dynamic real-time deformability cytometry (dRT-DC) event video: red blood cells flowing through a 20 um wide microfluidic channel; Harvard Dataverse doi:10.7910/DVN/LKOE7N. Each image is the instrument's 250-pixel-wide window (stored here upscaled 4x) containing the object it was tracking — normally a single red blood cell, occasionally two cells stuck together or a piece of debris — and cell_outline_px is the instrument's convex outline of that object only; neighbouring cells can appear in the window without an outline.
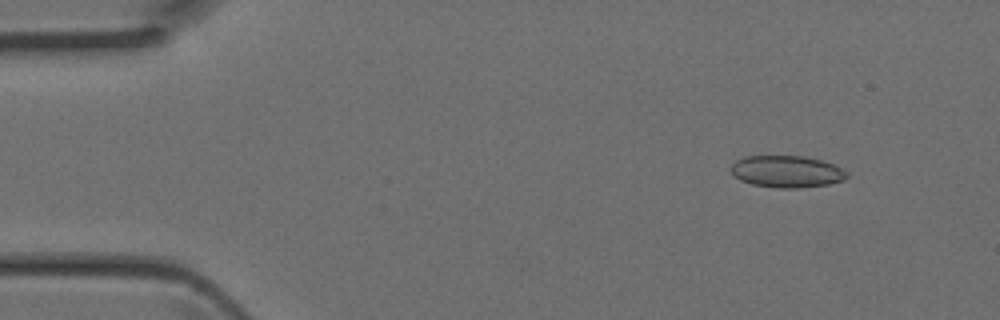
{"species": "Egyptian fruit bat (a non-hibernating species)", "species_latin": "Rousettus aegyptiacus", "temperature_condition": "room temperature", "stored_images_in_passage": 43, "camera_frame_rate_fps": 3000, "um_per_image_px": 0.085, "animal": {"sex": "female"}, "frame": {"image": 1, "passage_image": 4, "time_ms": 1.0, "image_size_px": [1000, 320], "cell_outline_px": [[848, 176], [844, 180], [828, 184], [800, 188], [776, 188], [752, 184], [740, 180], [732, 176], [732, 164], [736, 160], [744, 156], [804, 156], [820, 160], [832, 164], [848, 172]], "centroid_in_image_um": [66.85, 14.59], "position_along_channel_um": 18.1, "area_um2": 21.56}}
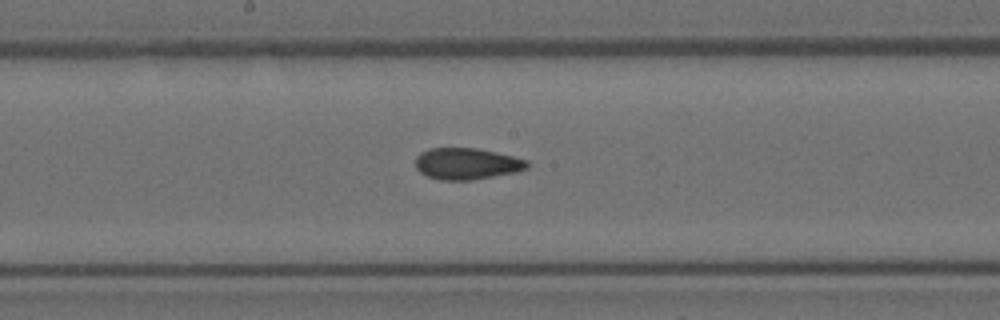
{"frame": {"image": 2, "passage_image": 22, "time_ms": 7.0, "image_size_px": [1000, 320], "cell_outline_px": [[528, 168], [516, 172], [472, 180], [440, 180], [428, 176], [420, 172], [416, 168], [416, 156], [420, 152], [428, 148], [476, 148], [496, 152], [528, 160]], "centroid_in_image_um": [39.66, 13.91], "position_along_channel_um": 208.5, "area_um2": 20.52}}
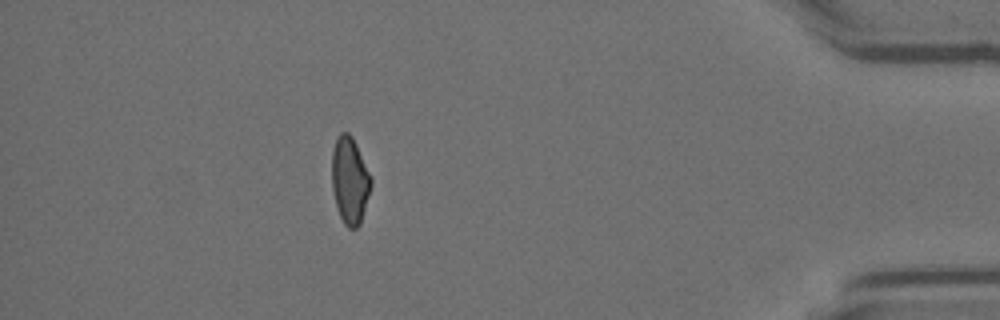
{"frame": {"image": 3, "passage_image": 38, "time_ms": 12.333, "image_size_px": [1000, 320], "cell_outline_px": [[372, 184], [360, 224], [356, 228], [348, 228], [344, 224], [340, 216], [336, 204], [332, 188], [332, 148], [336, 136], [340, 132], [348, 132], [352, 136], [356, 144], [372, 180]], "centroid_in_image_um": [29.72, 15.31], "position_along_channel_um": 405.5, "area_um2": 19.77}}